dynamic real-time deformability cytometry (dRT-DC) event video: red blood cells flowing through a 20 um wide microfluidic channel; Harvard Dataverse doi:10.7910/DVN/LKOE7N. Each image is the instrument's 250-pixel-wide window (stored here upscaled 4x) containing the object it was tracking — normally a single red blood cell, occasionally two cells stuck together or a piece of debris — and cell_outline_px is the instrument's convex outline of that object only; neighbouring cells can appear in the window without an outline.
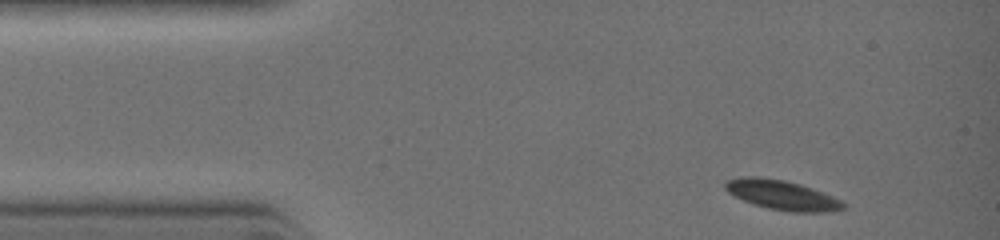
{"species": "common noctule bat (a hibernating species)", "species_latin": "Nyctalus noctula", "temperature_condition": "warm", "stored_images_in_passage": 28, "camera_frame_rate_fps": 3000, "um_per_image_px": 0.085, "animal": {"sex": "female", "body_mass_g": 19.0, "forearm_length_mm": 51.5}, "frame": {"image": 1, "passage_image": 1, "time_ms": 0.0, "image_size_px": [1000, 240], "cell_outline_px": [[844, 208], [828, 212], [792, 212], [768, 208], [744, 200], [728, 192], [724, 188], [724, 180], [740, 176], [760, 176], [784, 180], [800, 184], [812, 188], [832, 196], [840, 200], [844, 204]], "centroid_in_image_um": [66.43, 16.55], "position_along_channel_um": 18.6, "area_um2": 20.29}}
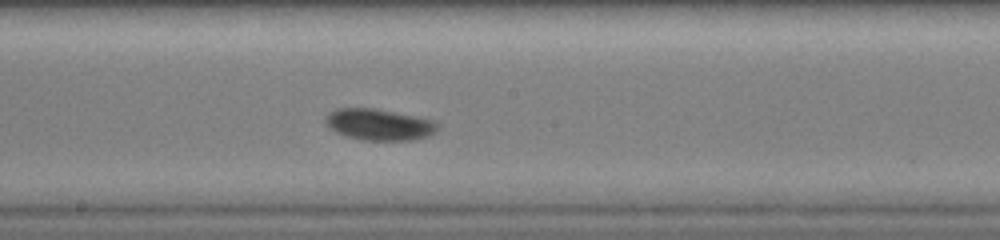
{"frame": {"image": 2, "passage_image": 15, "time_ms": 4.667, "image_size_px": [1000, 240], "cell_outline_px": [[440, 128], [436, 132], [428, 136], [416, 140], [360, 140], [336, 132], [328, 128], [324, 120], [332, 112], [340, 108], [376, 108], [420, 116], [436, 120], [440, 124]], "centroid_in_image_um": [32.33, 10.58], "position_along_channel_um": 215.9, "area_um2": 20.87}}
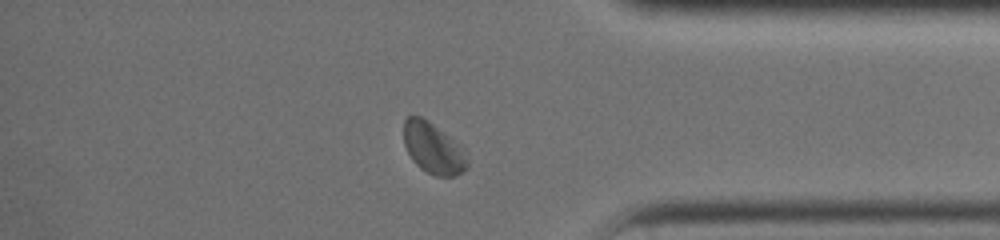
{"frame": {"image": 3, "passage_image": 25, "time_ms": 8.0, "image_size_px": [1000, 240], "cell_outline_px": [[468, 168], [456, 176], [436, 176], [420, 168], [412, 160], [404, 144], [404, 120], [408, 116], [420, 116], [428, 120], [460, 144], [468, 152]], "centroid_in_image_um": [36.86, 12.6], "position_along_channel_um": 398.3, "area_um2": 19.13}}